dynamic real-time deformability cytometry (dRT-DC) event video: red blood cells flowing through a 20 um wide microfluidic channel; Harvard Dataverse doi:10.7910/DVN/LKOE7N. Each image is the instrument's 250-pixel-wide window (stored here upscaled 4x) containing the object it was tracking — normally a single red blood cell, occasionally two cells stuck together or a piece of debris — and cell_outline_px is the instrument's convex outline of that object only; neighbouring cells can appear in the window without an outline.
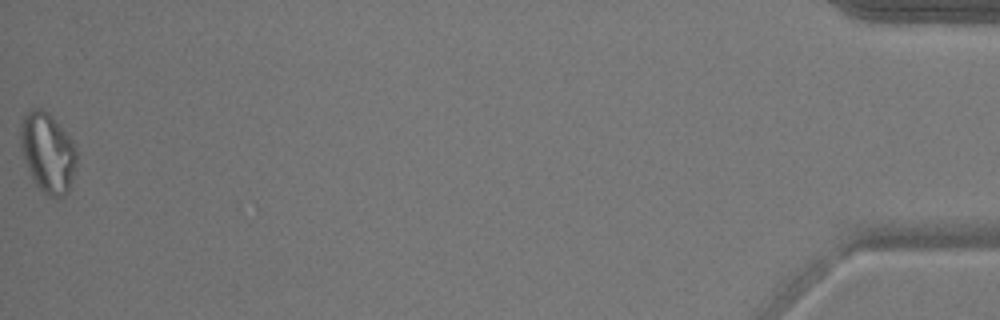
{"species": "common noctule bat (a hibernating species)", "species_latin": "Nyctalus noctula", "temperature_condition": "warm", "stored_images_in_passage": 53, "camera_frame_rate_fps": 3000, "um_per_image_px": 0.085, "animal": {"sex": "male", "body_mass_g": 17.9}, "frame": {"image": 1, "passage_image": 53, "time_ms": 17.333, "image_size_px": [1000, 320], "cell_outline_px": [[76, 168], [68, 192], [64, 196], [56, 200], [44, 196], [36, 184], [24, 160], [20, 148], [20, 124], [24, 116], [32, 108], [44, 108], [48, 112], [72, 140], [76, 148]], "centroid_in_image_um": [4.05, 13.01], "position_along_channel_um": 431.1, "area_um2": 26.47}, "authors_computed_cell_mechanics": {"area_um2": 20.6346, "velocity_mm_per_s": 3.8492, "shape_relaxation_time_tau1_ms": null, "shape_relaxation_time_tau2_ms": 2.7623, "deformation_change_tau1": null, "deformation_change_tau2": 0.089}}